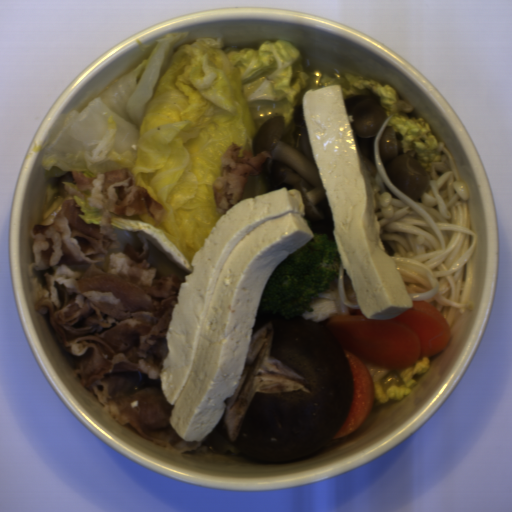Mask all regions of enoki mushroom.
I'll list each match as a JSON object with an SVG mask.
<instances>
[{
  "label": "enoki mushroom",
  "mask_w": 512,
  "mask_h": 512,
  "mask_svg": "<svg viewBox=\"0 0 512 512\" xmlns=\"http://www.w3.org/2000/svg\"><path fill=\"white\" fill-rule=\"evenodd\" d=\"M393 115L383 121L374 139L376 174L366 176L383 249L401 275L411 302L430 303L450 328L467 313L474 282L477 234L471 229V194L444 141L438 142L431 162L421 163L429 181L420 203L390 182L379 142Z\"/></svg>",
  "instance_id": "cea9216a"
},
{
  "label": "enoki mushroom",
  "mask_w": 512,
  "mask_h": 512,
  "mask_svg": "<svg viewBox=\"0 0 512 512\" xmlns=\"http://www.w3.org/2000/svg\"><path fill=\"white\" fill-rule=\"evenodd\" d=\"M313 311H305L304 318L313 322L324 321L332 316H352L361 310L354 286L340 257V269L328 291L319 293L310 304Z\"/></svg>",
  "instance_id": "6df1b440"
}]
</instances>
